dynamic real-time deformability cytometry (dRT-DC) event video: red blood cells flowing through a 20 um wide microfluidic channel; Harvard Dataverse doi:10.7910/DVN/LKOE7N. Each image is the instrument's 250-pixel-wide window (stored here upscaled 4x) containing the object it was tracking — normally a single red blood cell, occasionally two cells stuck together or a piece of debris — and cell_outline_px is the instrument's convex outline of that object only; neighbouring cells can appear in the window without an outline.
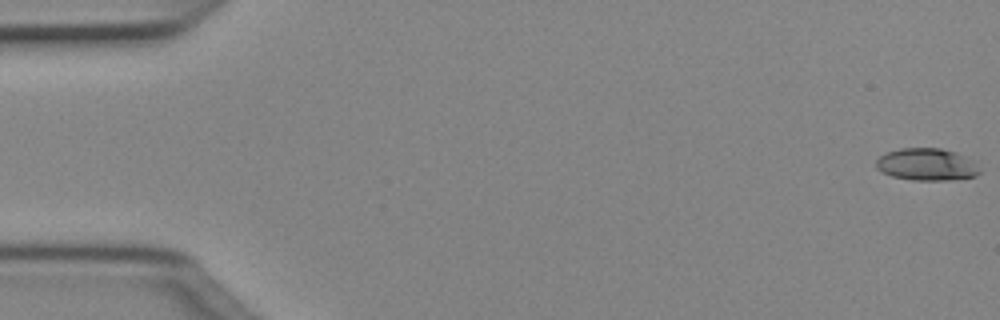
{"species": "Egyptian fruit bat (a non-hibernating species)", "species_latin": "Rousettus aegyptiacus", "temperature_condition": "cold", "stored_images_in_passage": 51, "camera_frame_rate_fps": 3000, "um_per_image_px": 0.085, "animal": {"sex": "female"}, "frame": {"image": 1, "passage_image": 1, "time_ms": 0.0, "image_size_px": [1000, 320], "cell_outline_px": [[980, 172], [976, 176], [948, 180], [912, 180], [892, 176], [876, 168], [876, 160], [880, 156], [888, 152], [900, 148], [940, 148], [956, 152], [972, 160]], "centroid_in_image_um": [78.76, 13.98], "position_along_channel_um": 6.2, "area_um2": 19.25}}
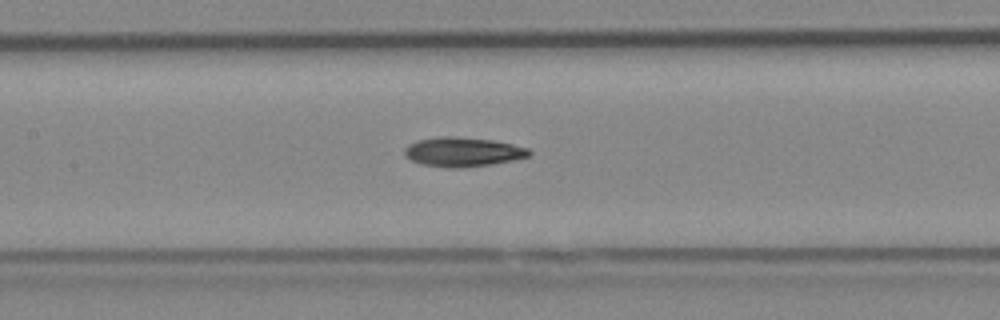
{"frame": {"image": 2, "passage_image": 24, "time_ms": 7.667, "image_size_px": [1000, 320], "cell_outline_px": [[532, 152], [528, 156], [512, 160], [492, 164], [460, 168], [448, 168], [420, 164], [404, 156], [404, 148], [408, 144], [416, 140], [440, 136], [452, 136], [492, 140], [512, 144], [528, 148]], "centroid_in_image_um": [39.29, 12.91], "position_along_channel_um": 168.1, "area_um2": 21.39}}
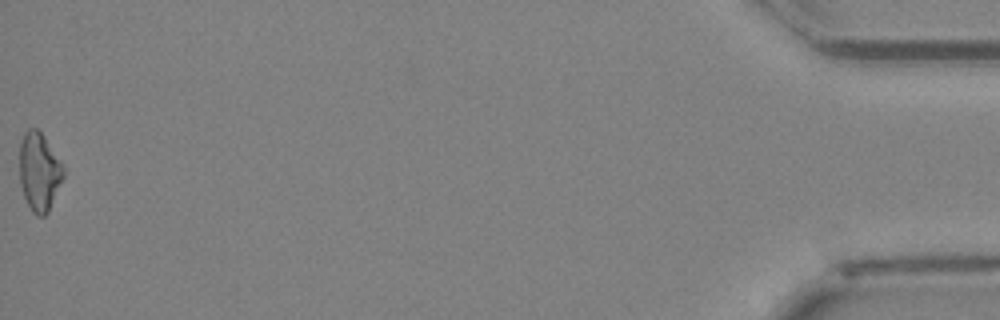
{"frame": {"image": 3, "passage_image": 51, "time_ms": 16.667, "image_size_px": [1000, 320], "cell_outline_px": [[64, 176], [48, 212], [44, 216], [36, 216], [32, 212], [24, 196], [20, 184], [20, 144], [24, 132], [28, 128], [36, 128], [44, 136], [64, 164]], "centroid_in_image_um": [3.34, 14.59], "position_along_channel_um": 431.9, "area_um2": 20.11}, "authors_computed_cell_mechanics": {"area_um2": 20.1144, "velocity_mm_per_s": 4.0493, "shape_relaxation_time_tau1_ms": 3.7008, "shape_relaxation_time_tau2_ms": null, "deformation_change_tau1": 0.1331, "deformation_change_tau2": null}}